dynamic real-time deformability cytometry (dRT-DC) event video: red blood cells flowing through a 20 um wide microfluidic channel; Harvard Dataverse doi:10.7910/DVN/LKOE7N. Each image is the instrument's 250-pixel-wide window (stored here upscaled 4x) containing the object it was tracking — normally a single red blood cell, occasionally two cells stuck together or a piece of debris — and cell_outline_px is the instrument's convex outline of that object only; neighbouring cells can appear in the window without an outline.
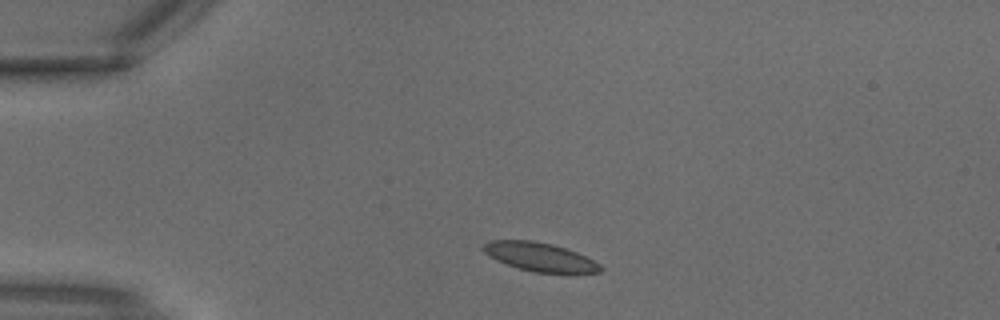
{"species": "common noctule bat (a hibernating species)", "species_latin": "Nyctalus noctula", "temperature_condition": "warm", "stored_images_in_passage": 2, "camera_frame_rate_fps": 3000, "um_per_image_px": 0.085, "animal": {"sex": "male", "body_mass_g": 18.8}, "frame": {"image": 1, "passage_image": 1, "time_ms": 0.0, "image_size_px": [1000, 320], "cell_outline_px": [[604, 268], [600, 272], [536, 272], [520, 268], [496, 260], [488, 256], [480, 248], [488, 240], [532, 240], [552, 244], [576, 252], [600, 264]], "centroid_in_image_um": [45.83, 21.81], "position_along_channel_um": 39.2, "area_um2": 19.25}}